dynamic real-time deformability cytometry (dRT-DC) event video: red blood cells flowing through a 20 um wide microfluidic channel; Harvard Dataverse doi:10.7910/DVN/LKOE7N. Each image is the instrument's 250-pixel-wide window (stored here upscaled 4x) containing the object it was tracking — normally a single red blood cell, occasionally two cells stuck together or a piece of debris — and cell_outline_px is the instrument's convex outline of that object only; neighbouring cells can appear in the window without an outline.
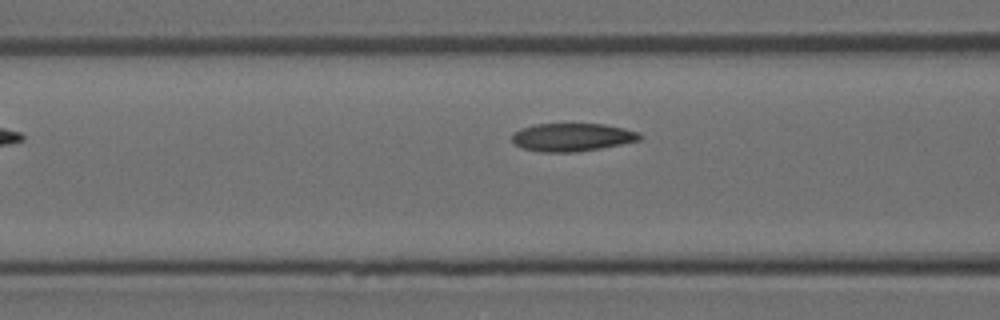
{"species": "Egyptian fruit bat (a non-hibernating species)", "species_latin": "Rousettus aegyptiacus", "temperature_condition": "room temperature", "stored_images_in_passage": 8, "camera_frame_rate_fps": 3000, "um_per_image_px": 0.085, "animal": {"sex": "female"}, "frame": {"image": 1, "passage_image": 6, "time_ms": 6.0, "image_size_px": [1000, 320], "cell_outline_px": [[640, 140], [600, 148], [576, 152], [540, 152], [520, 148], [512, 140], [512, 132], [520, 128], [536, 124], [604, 124], [624, 128], [640, 132]], "centroid_in_image_um": [48.59, 11.66], "position_along_channel_um": 118.0, "area_um2": 20.92}}
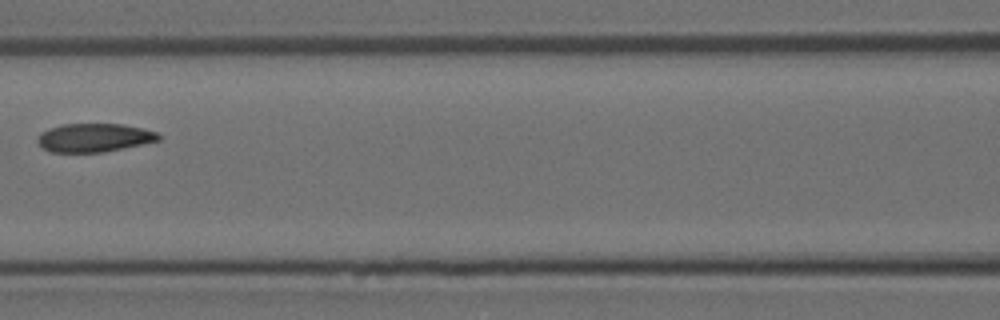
{"frame": {"image": 2, "passage_image": 7, "time_ms": 7.0, "image_size_px": [1000, 320], "cell_outline_px": [[160, 140], [104, 152], [52, 152], [44, 148], [36, 140], [40, 132], [60, 124], [124, 124], [156, 132], [160, 136]], "centroid_in_image_um": [7.98, 11.7], "position_along_channel_um": 158.6, "area_um2": 19.94}}
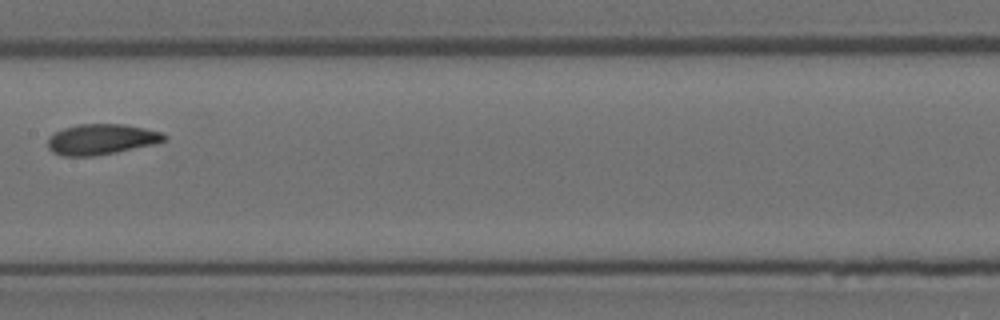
{"frame": {"image": 3, "passage_image": 8, "time_ms": 8.0, "image_size_px": [1000, 320], "cell_outline_px": [[168, 140], [156, 144], [116, 152], [92, 156], [60, 156], [52, 152], [48, 148], [48, 136], [64, 128], [76, 124], [124, 124], [144, 128], [160, 132], [168, 136]], "centroid_in_image_um": [8.62, 11.84], "position_along_channel_um": 198.8, "area_um2": 20.92}}